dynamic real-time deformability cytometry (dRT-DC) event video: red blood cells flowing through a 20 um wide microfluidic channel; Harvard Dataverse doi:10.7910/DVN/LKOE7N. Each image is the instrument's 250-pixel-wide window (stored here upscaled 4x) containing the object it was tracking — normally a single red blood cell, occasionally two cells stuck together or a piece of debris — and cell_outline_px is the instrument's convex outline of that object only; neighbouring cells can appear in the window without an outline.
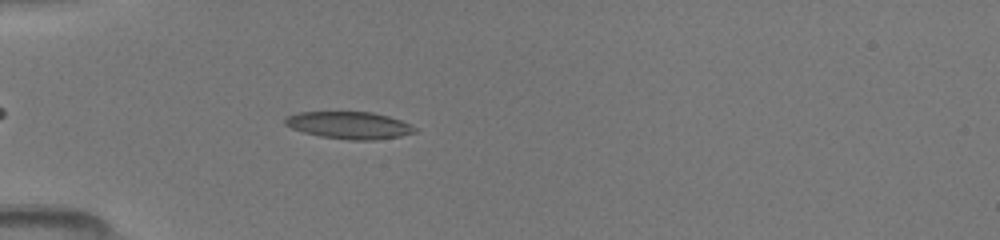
{"species": "common noctule bat (a hibernating species)", "species_latin": "Nyctalus noctula", "temperature_condition": "room temperature", "stored_images_in_passage": 36, "camera_frame_rate_fps": 3000, "um_per_image_px": 0.085, "animal": {"sex": "female", "body_mass_g": 19.5, "forearm_length_mm": 54.1}, "frame": {"image": 1, "passage_image": 6, "time_ms": 1.667, "image_size_px": [1000, 240], "cell_outline_px": [[416, 132], [400, 136], [376, 140], [348, 140], [320, 136], [304, 132], [292, 128], [284, 124], [284, 120], [288, 116], [296, 112], [372, 112], [388, 116], [400, 120], [416, 128]], "centroid_in_image_um": [29.67, 10.65], "position_along_channel_um": 55.3, "area_um2": 20.46}}
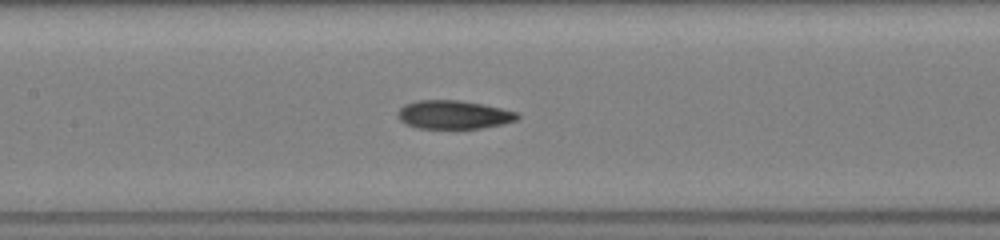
{"frame": {"image": 2, "passage_image": 15, "time_ms": 4.667, "image_size_px": [1000, 240], "cell_outline_px": [[520, 116], [516, 120], [504, 124], [484, 128], [416, 128], [404, 124], [396, 116], [396, 112], [404, 104], [420, 100], [456, 100], [484, 104], [516, 112]], "centroid_in_image_um": [38.52, 9.75], "position_along_channel_um": 168.9, "area_um2": 20.0}}
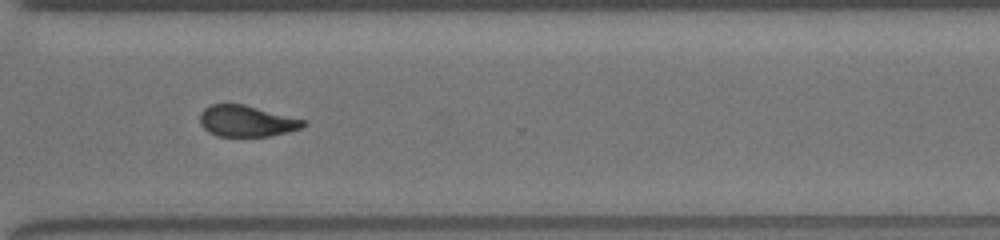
{"frame": {"image": 3, "passage_image": 28, "time_ms": 9.0, "image_size_px": [1000, 240], "cell_outline_px": [[308, 124], [304, 128], [272, 136], [216, 136], [208, 132], [200, 124], [200, 112], [204, 108], [212, 104], [244, 104], [308, 120]], "centroid_in_image_um": [21.02, 10.29], "position_along_channel_um": 349.6, "area_um2": 19.19}}